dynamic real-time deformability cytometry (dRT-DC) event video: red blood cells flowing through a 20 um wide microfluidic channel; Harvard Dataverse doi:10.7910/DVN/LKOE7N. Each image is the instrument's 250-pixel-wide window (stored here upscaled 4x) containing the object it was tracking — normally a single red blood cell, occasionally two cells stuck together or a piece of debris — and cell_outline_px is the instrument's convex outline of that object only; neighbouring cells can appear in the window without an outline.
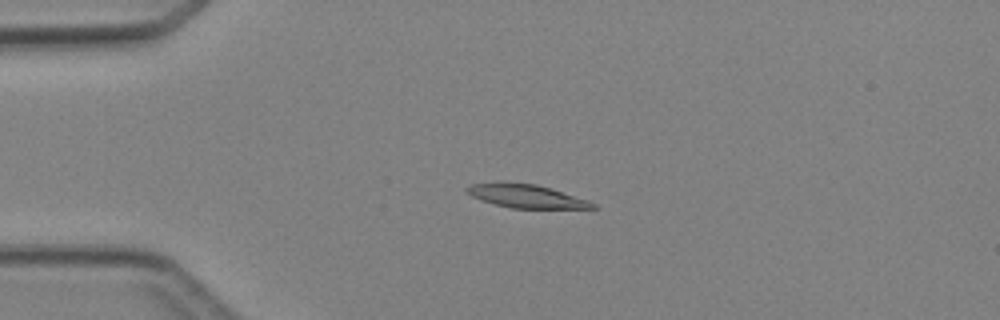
{"species": "Egyptian fruit bat (a non-hibernating species)", "species_latin": "Rousettus aegyptiacus", "temperature_condition": "cold", "stored_images_in_passage": 5, "camera_frame_rate_fps": 3000, "um_per_image_px": 0.085, "animal": {"sex": "female"}, "frame": {"image": 1, "passage_image": 4, "time_ms": 3.667, "image_size_px": [1000, 320], "cell_outline_px": [[596, 208], [512, 208], [496, 204], [472, 196], [464, 188], [472, 184], [536, 184], [552, 188], [588, 200], [596, 204]], "centroid_in_image_um": [44.82, 16.7], "position_along_channel_um": 40.2, "area_um2": 16.36}}